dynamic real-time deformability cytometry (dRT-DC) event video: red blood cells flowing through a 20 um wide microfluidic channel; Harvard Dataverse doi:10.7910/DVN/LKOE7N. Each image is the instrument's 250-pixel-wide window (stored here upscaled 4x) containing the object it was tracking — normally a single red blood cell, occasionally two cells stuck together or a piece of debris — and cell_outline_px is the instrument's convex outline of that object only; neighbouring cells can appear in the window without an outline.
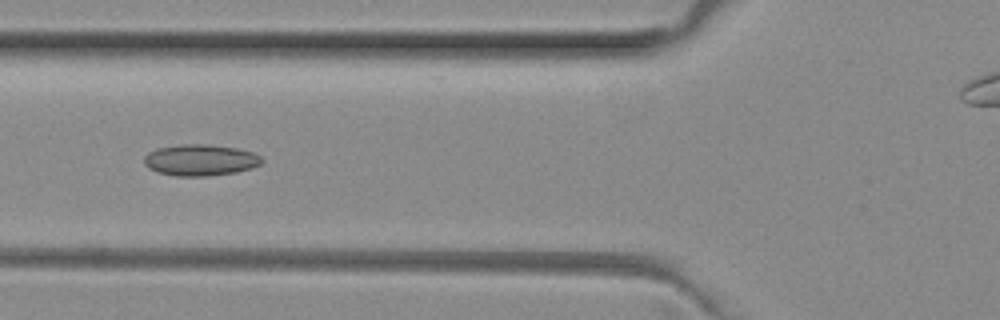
{"species": "common noctule bat (a hibernating species)", "species_latin": "Nyctalus noctula", "temperature_condition": "room temperature", "stored_images_in_passage": 6, "camera_frame_rate_fps": 3000, "um_per_image_px": 0.085, "animal": {"sex": "female", "body_mass_g": 29.2, "forearm_length_mm": 56.3}, "frame": {"image": 1, "passage_image": 6, "time_ms": 1.667, "image_size_px": [1000, 320], "cell_outline_px": [[264, 160], [260, 164], [252, 168], [236, 172], [208, 176], [176, 176], [160, 172], [148, 168], [144, 164], [144, 156], [148, 152], [156, 148], [180, 144], [208, 144], [236, 148], [252, 152], [260, 156]], "centroid_in_image_um": [17.02, 13.6], "position_along_channel_um": 108.8, "area_um2": 21.56}}